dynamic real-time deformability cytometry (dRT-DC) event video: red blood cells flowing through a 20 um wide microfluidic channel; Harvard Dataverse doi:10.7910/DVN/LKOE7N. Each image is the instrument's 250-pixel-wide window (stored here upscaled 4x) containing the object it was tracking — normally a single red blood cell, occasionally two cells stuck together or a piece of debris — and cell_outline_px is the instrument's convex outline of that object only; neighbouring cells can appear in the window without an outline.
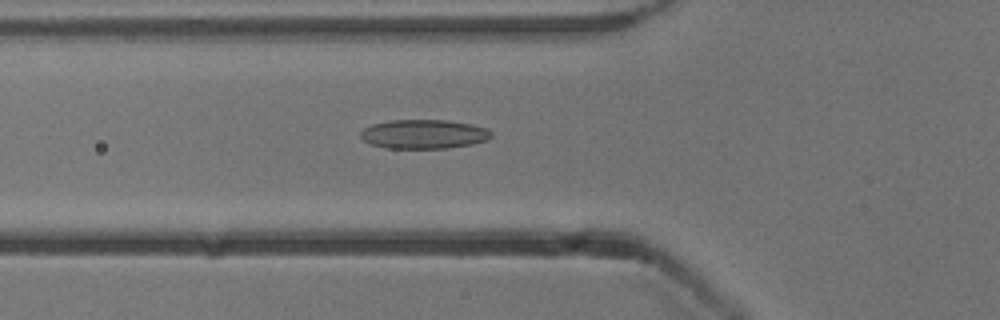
{"species": "common noctule bat (a hibernating species)", "species_latin": "Nyctalus noctula", "temperature_condition": "cold", "stored_images_in_passage": 45, "camera_frame_rate_fps": 3000, "um_per_image_px": 0.085, "animal": {"sex": "male", "body_mass_g": 13.3}, "frame": {"image": 1, "passage_image": 19, "time_ms": 6.0, "image_size_px": [1000, 320], "cell_outline_px": [[492, 136], [488, 140], [472, 144], [444, 148], [384, 148], [372, 144], [364, 140], [360, 136], [360, 132], [364, 128], [372, 124], [392, 120], [448, 120], [472, 124], [488, 128], [492, 132]], "centroid_in_image_um": [36.05, 11.39], "position_along_channel_um": 89.7, "area_um2": 22.25}}
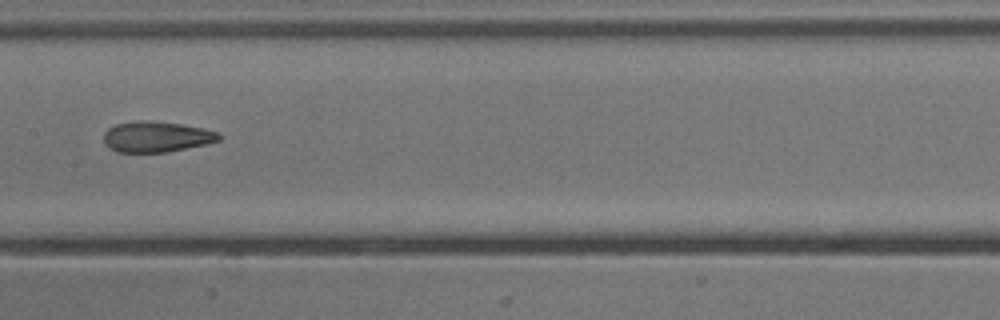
{"frame": {"image": 2, "passage_image": 27, "time_ms": 8.667, "image_size_px": [1000, 320], "cell_outline_px": [[220, 140], [204, 144], [164, 152], [116, 152], [108, 148], [104, 144], [104, 132], [108, 128], [116, 124], [136, 120], [152, 120], [180, 124], [220, 132]], "centroid_in_image_um": [13.23, 11.61], "position_along_channel_um": 194.2, "area_um2": 20.58}}
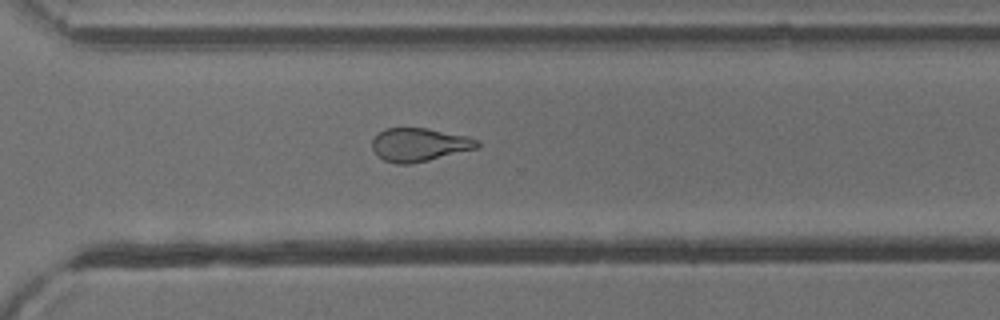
{"frame": {"image": 3, "passage_image": 38, "time_ms": 12.333, "image_size_px": [1000, 320], "cell_outline_px": [[480, 148], [428, 160], [408, 164], [396, 164], [384, 160], [372, 148], [372, 140], [384, 128], [428, 128], [468, 136], [480, 140]], "centroid_in_image_um": [35.7, 12.29], "position_along_channel_um": 334.9, "area_um2": 20.46}, "authors_computed_cell_mechanics": {"area_um2": 21.4438, "velocity_mm_per_s": 3.8645, "shape_relaxation_time_tau1_ms": 8.33, "shape_relaxation_time_tau2_ms": 2.5089, "deformation_change_tau1": 0.1927, "deformation_change_tau2": 0.1094}}